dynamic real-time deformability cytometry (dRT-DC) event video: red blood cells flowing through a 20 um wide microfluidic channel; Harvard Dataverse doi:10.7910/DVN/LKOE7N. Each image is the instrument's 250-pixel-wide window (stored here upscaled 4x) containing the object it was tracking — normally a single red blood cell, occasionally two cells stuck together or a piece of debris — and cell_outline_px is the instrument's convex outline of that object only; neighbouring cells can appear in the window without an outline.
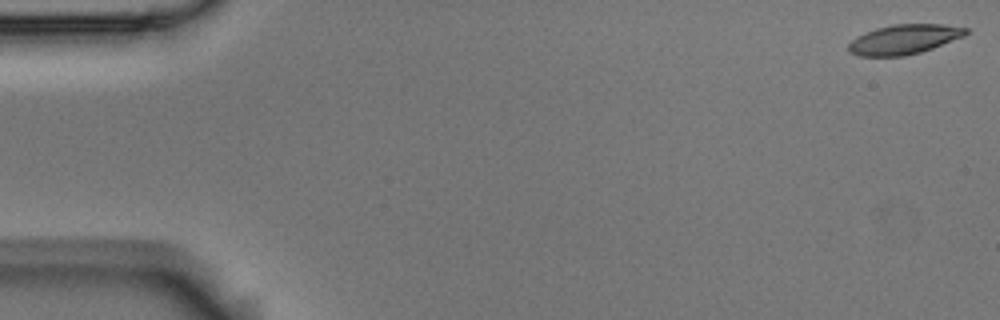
{"species": "Egyptian fruit bat (a non-hibernating species)", "species_latin": "Rousettus aegyptiacus", "temperature_condition": "room temperature", "stored_images_in_passage": 5, "camera_frame_rate_fps": 3000, "um_per_image_px": 0.085, "animal": {"sex": "male"}, "frame": {"image": 1, "passage_image": 1, "time_ms": 0.0, "image_size_px": [1000, 320], "cell_outline_px": [[968, 32], [964, 36], [932, 48], [920, 52], [904, 56], [860, 56], [848, 52], [848, 44], [856, 36], [876, 28], [892, 24], [944, 24], [968, 28]], "centroid_in_image_um": [76.83, 3.34], "position_along_channel_um": 8.2, "area_um2": 20.29}}
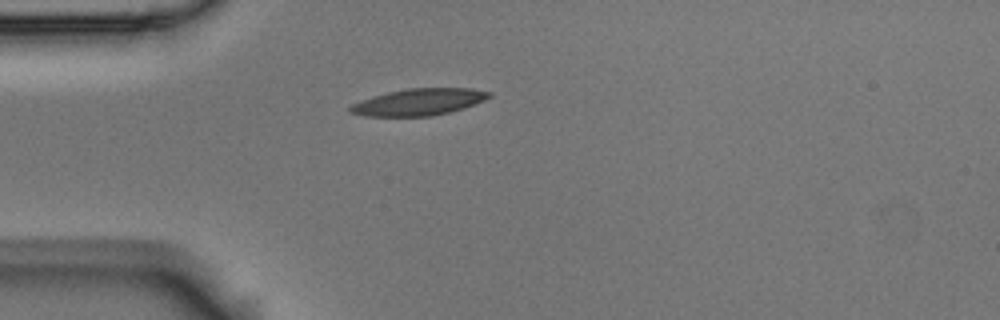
{"frame": {"image": 2, "passage_image": 5, "time_ms": 1.333, "image_size_px": [1000, 320], "cell_outline_px": [[492, 96], [484, 100], [464, 108], [432, 116], [364, 116], [352, 112], [348, 108], [352, 104], [360, 100], [372, 96], [388, 92], [408, 88], [472, 88], [492, 92]], "centroid_in_image_um": [35.61, 8.66], "position_along_channel_um": 49.4, "area_um2": 21.62}}